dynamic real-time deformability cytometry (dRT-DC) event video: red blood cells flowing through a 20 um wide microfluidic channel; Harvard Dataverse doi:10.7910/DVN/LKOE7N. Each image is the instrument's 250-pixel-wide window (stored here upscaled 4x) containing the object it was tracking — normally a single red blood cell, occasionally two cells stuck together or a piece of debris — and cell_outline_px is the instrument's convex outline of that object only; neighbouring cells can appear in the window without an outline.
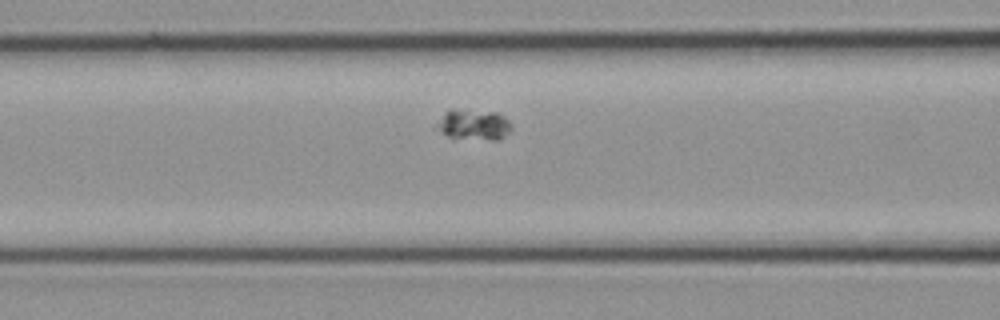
{"species": "common noctule bat (a hibernating species)", "species_latin": "Nyctalus noctula", "temperature_condition": "cold", "stored_images_in_passage": 7, "camera_frame_rate_fps": 3000, "um_per_image_px": 0.085, "animal": {"sex": "female", "body_mass_g": 21.9}, "frame": {"image": 1, "passage_image": 6, "time_ms": 1.667, "image_size_px": [1000, 320], "cell_outline_px": [[512, 132], [500, 140], [452, 140], [432, 128], [444, 112], [448, 108], [452, 108], [496, 112], [504, 116], [508, 120], [512, 128]], "centroid_in_image_um": [40.19, 10.63], "position_along_channel_um": 126.4, "area_um2": 14.45}}